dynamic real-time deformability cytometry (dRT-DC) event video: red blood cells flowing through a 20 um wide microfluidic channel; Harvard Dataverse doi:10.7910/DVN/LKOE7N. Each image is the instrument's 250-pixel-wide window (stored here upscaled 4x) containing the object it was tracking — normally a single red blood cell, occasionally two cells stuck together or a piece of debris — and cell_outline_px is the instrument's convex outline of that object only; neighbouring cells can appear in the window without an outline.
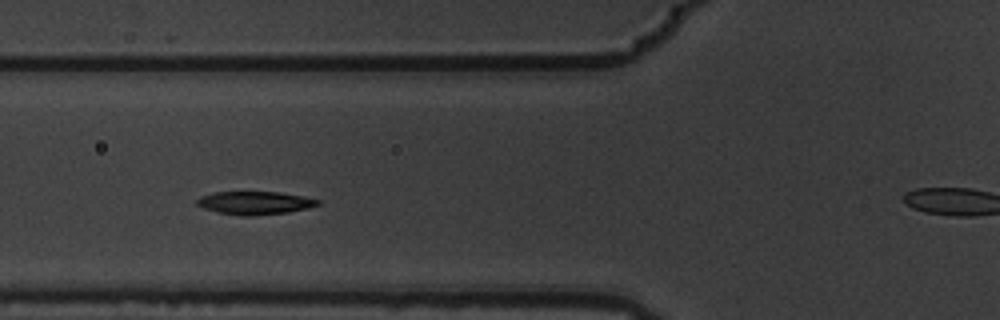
{"species": "common noctule bat (a hibernating species)", "species_latin": "Nyctalus noctula", "temperature_condition": "warm", "stored_images_in_passage": 7, "segment_of_instrument_passage": [1, 2], "camera_frame_rate_fps": 3000, "um_per_image_px": 0.085, "animal": {"sex": "male", "body_mass_g": 19.5, "forearm_length_mm": 54.6}, "frame": {"image": 1, "passage_image": 5, "time_ms": 1.333, "image_size_px": [1000, 320], "cell_outline_px": [[320, 204], [308, 208], [288, 212], [256, 216], [240, 216], [216, 212], [204, 208], [196, 204], [196, 200], [200, 196], [212, 192], [280, 192], [304, 196], [320, 200]], "centroid_in_image_um": [21.65, 17.25], "position_along_channel_um": 104.1, "area_um2": 16.47}}
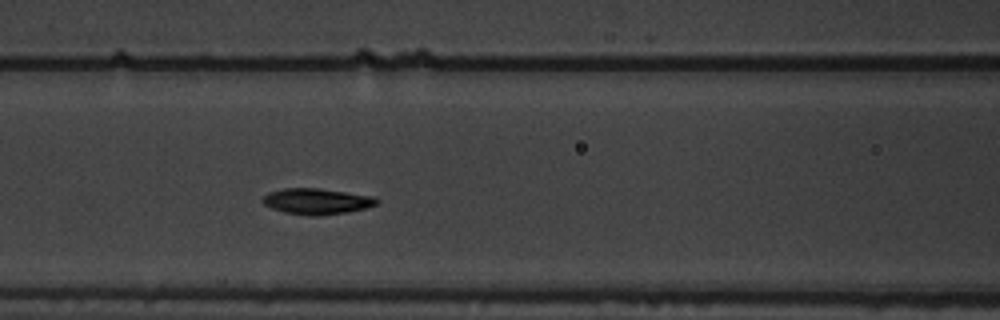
{"frame": {"image": 2, "passage_image": 6, "time_ms": 1.667, "image_size_px": [1000, 320], "cell_outline_px": [[380, 204], [368, 208], [320, 216], [308, 216], [284, 212], [272, 208], [264, 204], [260, 200], [268, 192], [284, 188], [320, 188], [372, 196], [380, 200]], "centroid_in_image_um": [26.94, 17.11], "position_along_channel_um": 139.7, "area_um2": 17.4}}